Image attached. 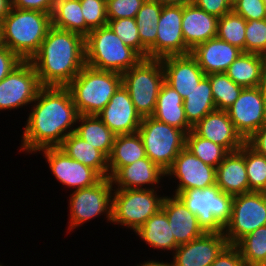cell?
<instances>
[{
  "label": "cell",
  "mask_w": 266,
  "mask_h": 266,
  "mask_svg": "<svg viewBox=\"0 0 266 266\" xmlns=\"http://www.w3.org/2000/svg\"><path fill=\"white\" fill-rule=\"evenodd\" d=\"M24 122L19 153L35 154L48 147H59L75 132L79 116L67 87L42 86Z\"/></svg>",
  "instance_id": "1"
},
{
  "label": "cell",
  "mask_w": 266,
  "mask_h": 266,
  "mask_svg": "<svg viewBox=\"0 0 266 266\" xmlns=\"http://www.w3.org/2000/svg\"><path fill=\"white\" fill-rule=\"evenodd\" d=\"M29 61L41 86L66 87L86 65L85 38L51 26L39 51Z\"/></svg>",
  "instance_id": "2"
},
{
  "label": "cell",
  "mask_w": 266,
  "mask_h": 266,
  "mask_svg": "<svg viewBox=\"0 0 266 266\" xmlns=\"http://www.w3.org/2000/svg\"><path fill=\"white\" fill-rule=\"evenodd\" d=\"M0 24L2 45L29 61L39 51L52 20L48 13L11 7Z\"/></svg>",
  "instance_id": "3"
},
{
  "label": "cell",
  "mask_w": 266,
  "mask_h": 266,
  "mask_svg": "<svg viewBox=\"0 0 266 266\" xmlns=\"http://www.w3.org/2000/svg\"><path fill=\"white\" fill-rule=\"evenodd\" d=\"M122 85V74L85 65L66 86L79 115H97Z\"/></svg>",
  "instance_id": "4"
},
{
  "label": "cell",
  "mask_w": 266,
  "mask_h": 266,
  "mask_svg": "<svg viewBox=\"0 0 266 266\" xmlns=\"http://www.w3.org/2000/svg\"><path fill=\"white\" fill-rule=\"evenodd\" d=\"M141 59L109 25L94 29L85 37V63L92 68L123 74Z\"/></svg>",
  "instance_id": "5"
},
{
  "label": "cell",
  "mask_w": 266,
  "mask_h": 266,
  "mask_svg": "<svg viewBox=\"0 0 266 266\" xmlns=\"http://www.w3.org/2000/svg\"><path fill=\"white\" fill-rule=\"evenodd\" d=\"M164 82L165 74L161 59L142 58L122 74V85L128 91L141 118L153 115Z\"/></svg>",
  "instance_id": "6"
},
{
  "label": "cell",
  "mask_w": 266,
  "mask_h": 266,
  "mask_svg": "<svg viewBox=\"0 0 266 266\" xmlns=\"http://www.w3.org/2000/svg\"><path fill=\"white\" fill-rule=\"evenodd\" d=\"M176 196L197 216L205 232L223 233L231 217L233 195L223 192L215 184L204 189H188Z\"/></svg>",
  "instance_id": "7"
},
{
  "label": "cell",
  "mask_w": 266,
  "mask_h": 266,
  "mask_svg": "<svg viewBox=\"0 0 266 266\" xmlns=\"http://www.w3.org/2000/svg\"><path fill=\"white\" fill-rule=\"evenodd\" d=\"M159 189H113L112 225L136 232L162 208L165 193Z\"/></svg>",
  "instance_id": "8"
},
{
  "label": "cell",
  "mask_w": 266,
  "mask_h": 266,
  "mask_svg": "<svg viewBox=\"0 0 266 266\" xmlns=\"http://www.w3.org/2000/svg\"><path fill=\"white\" fill-rule=\"evenodd\" d=\"M67 197L68 226L65 232H74L92 219L105 216L104 220L111 224L112 221V196L113 185L110 177L102 178L97 184L77 189ZM104 214V215H103Z\"/></svg>",
  "instance_id": "9"
},
{
  "label": "cell",
  "mask_w": 266,
  "mask_h": 266,
  "mask_svg": "<svg viewBox=\"0 0 266 266\" xmlns=\"http://www.w3.org/2000/svg\"><path fill=\"white\" fill-rule=\"evenodd\" d=\"M146 156L163 171H167L186 145V133L155 118H142L138 129Z\"/></svg>",
  "instance_id": "10"
},
{
  "label": "cell",
  "mask_w": 266,
  "mask_h": 266,
  "mask_svg": "<svg viewBox=\"0 0 266 266\" xmlns=\"http://www.w3.org/2000/svg\"><path fill=\"white\" fill-rule=\"evenodd\" d=\"M266 225V192H248L234 195L229 222L224 235L229 245L255 229Z\"/></svg>",
  "instance_id": "11"
},
{
  "label": "cell",
  "mask_w": 266,
  "mask_h": 266,
  "mask_svg": "<svg viewBox=\"0 0 266 266\" xmlns=\"http://www.w3.org/2000/svg\"><path fill=\"white\" fill-rule=\"evenodd\" d=\"M41 87L33 64L23 61L0 81V111L30 109Z\"/></svg>",
  "instance_id": "12"
},
{
  "label": "cell",
  "mask_w": 266,
  "mask_h": 266,
  "mask_svg": "<svg viewBox=\"0 0 266 266\" xmlns=\"http://www.w3.org/2000/svg\"><path fill=\"white\" fill-rule=\"evenodd\" d=\"M38 153L43 155L50 174L58 184L68 188L69 191L91 187L102 179L94 169L72 159L59 147L43 148L35 154Z\"/></svg>",
  "instance_id": "13"
},
{
  "label": "cell",
  "mask_w": 266,
  "mask_h": 266,
  "mask_svg": "<svg viewBox=\"0 0 266 266\" xmlns=\"http://www.w3.org/2000/svg\"><path fill=\"white\" fill-rule=\"evenodd\" d=\"M169 182H175L170 194L176 195L188 189H204L216 184V168L205 164L184 147L166 171Z\"/></svg>",
  "instance_id": "14"
},
{
  "label": "cell",
  "mask_w": 266,
  "mask_h": 266,
  "mask_svg": "<svg viewBox=\"0 0 266 266\" xmlns=\"http://www.w3.org/2000/svg\"><path fill=\"white\" fill-rule=\"evenodd\" d=\"M226 111L245 141L266 123V104L259 87L243 88Z\"/></svg>",
  "instance_id": "15"
},
{
  "label": "cell",
  "mask_w": 266,
  "mask_h": 266,
  "mask_svg": "<svg viewBox=\"0 0 266 266\" xmlns=\"http://www.w3.org/2000/svg\"><path fill=\"white\" fill-rule=\"evenodd\" d=\"M182 16L183 5H163L157 22L156 59L191 53L183 39Z\"/></svg>",
  "instance_id": "16"
},
{
  "label": "cell",
  "mask_w": 266,
  "mask_h": 266,
  "mask_svg": "<svg viewBox=\"0 0 266 266\" xmlns=\"http://www.w3.org/2000/svg\"><path fill=\"white\" fill-rule=\"evenodd\" d=\"M227 245L224 233L205 232L193 241L179 245L169 261L172 266H211Z\"/></svg>",
  "instance_id": "17"
},
{
  "label": "cell",
  "mask_w": 266,
  "mask_h": 266,
  "mask_svg": "<svg viewBox=\"0 0 266 266\" xmlns=\"http://www.w3.org/2000/svg\"><path fill=\"white\" fill-rule=\"evenodd\" d=\"M97 116L115 135L138 132L142 121L123 85L117 89Z\"/></svg>",
  "instance_id": "18"
},
{
  "label": "cell",
  "mask_w": 266,
  "mask_h": 266,
  "mask_svg": "<svg viewBox=\"0 0 266 266\" xmlns=\"http://www.w3.org/2000/svg\"><path fill=\"white\" fill-rule=\"evenodd\" d=\"M110 179L113 189H166H161L166 183V172L147 156L121 167Z\"/></svg>",
  "instance_id": "19"
},
{
  "label": "cell",
  "mask_w": 266,
  "mask_h": 266,
  "mask_svg": "<svg viewBox=\"0 0 266 266\" xmlns=\"http://www.w3.org/2000/svg\"><path fill=\"white\" fill-rule=\"evenodd\" d=\"M165 82L176 90L183 100L206 76L191 54L170 55L161 58Z\"/></svg>",
  "instance_id": "20"
},
{
  "label": "cell",
  "mask_w": 266,
  "mask_h": 266,
  "mask_svg": "<svg viewBox=\"0 0 266 266\" xmlns=\"http://www.w3.org/2000/svg\"><path fill=\"white\" fill-rule=\"evenodd\" d=\"M198 136L224 147L228 152L238 151L246 141L237 132L227 111L208 113L192 129Z\"/></svg>",
  "instance_id": "21"
},
{
  "label": "cell",
  "mask_w": 266,
  "mask_h": 266,
  "mask_svg": "<svg viewBox=\"0 0 266 266\" xmlns=\"http://www.w3.org/2000/svg\"><path fill=\"white\" fill-rule=\"evenodd\" d=\"M243 51L236 46L214 37L191 50V55L205 75L226 72Z\"/></svg>",
  "instance_id": "22"
},
{
  "label": "cell",
  "mask_w": 266,
  "mask_h": 266,
  "mask_svg": "<svg viewBox=\"0 0 266 266\" xmlns=\"http://www.w3.org/2000/svg\"><path fill=\"white\" fill-rule=\"evenodd\" d=\"M169 220V225L178 245L186 244L202 236L205 231L198 223V218L183 202L173 194L163 199L162 208Z\"/></svg>",
  "instance_id": "23"
},
{
  "label": "cell",
  "mask_w": 266,
  "mask_h": 266,
  "mask_svg": "<svg viewBox=\"0 0 266 266\" xmlns=\"http://www.w3.org/2000/svg\"><path fill=\"white\" fill-rule=\"evenodd\" d=\"M218 19L194 3L184 5L181 28L185 44L192 50L198 44L217 37Z\"/></svg>",
  "instance_id": "24"
},
{
  "label": "cell",
  "mask_w": 266,
  "mask_h": 266,
  "mask_svg": "<svg viewBox=\"0 0 266 266\" xmlns=\"http://www.w3.org/2000/svg\"><path fill=\"white\" fill-rule=\"evenodd\" d=\"M216 185L223 192L233 196L249 192L244 145L238 151L229 152L217 166Z\"/></svg>",
  "instance_id": "25"
},
{
  "label": "cell",
  "mask_w": 266,
  "mask_h": 266,
  "mask_svg": "<svg viewBox=\"0 0 266 266\" xmlns=\"http://www.w3.org/2000/svg\"><path fill=\"white\" fill-rule=\"evenodd\" d=\"M135 235L140 240L151 247L152 250L161 251V253L173 254L179 246L169 225V220L166 213L160 209L157 213L152 215L136 232Z\"/></svg>",
  "instance_id": "26"
},
{
  "label": "cell",
  "mask_w": 266,
  "mask_h": 266,
  "mask_svg": "<svg viewBox=\"0 0 266 266\" xmlns=\"http://www.w3.org/2000/svg\"><path fill=\"white\" fill-rule=\"evenodd\" d=\"M152 117L160 122L179 128L186 134L193 129L185 116L183 98L166 82L160 88Z\"/></svg>",
  "instance_id": "27"
},
{
  "label": "cell",
  "mask_w": 266,
  "mask_h": 266,
  "mask_svg": "<svg viewBox=\"0 0 266 266\" xmlns=\"http://www.w3.org/2000/svg\"><path fill=\"white\" fill-rule=\"evenodd\" d=\"M59 148L72 159L94 169L102 178L109 177L108 158L75 132L69 134Z\"/></svg>",
  "instance_id": "28"
},
{
  "label": "cell",
  "mask_w": 266,
  "mask_h": 266,
  "mask_svg": "<svg viewBox=\"0 0 266 266\" xmlns=\"http://www.w3.org/2000/svg\"><path fill=\"white\" fill-rule=\"evenodd\" d=\"M145 157L144 144L138 132L116 135L108 157L109 177L111 178L121 167Z\"/></svg>",
  "instance_id": "29"
},
{
  "label": "cell",
  "mask_w": 266,
  "mask_h": 266,
  "mask_svg": "<svg viewBox=\"0 0 266 266\" xmlns=\"http://www.w3.org/2000/svg\"><path fill=\"white\" fill-rule=\"evenodd\" d=\"M75 133L109 157L116 135L97 115H79Z\"/></svg>",
  "instance_id": "30"
},
{
  "label": "cell",
  "mask_w": 266,
  "mask_h": 266,
  "mask_svg": "<svg viewBox=\"0 0 266 266\" xmlns=\"http://www.w3.org/2000/svg\"><path fill=\"white\" fill-rule=\"evenodd\" d=\"M265 67L263 55L242 52L225 73L244 88L259 87Z\"/></svg>",
  "instance_id": "31"
},
{
  "label": "cell",
  "mask_w": 266,
  "mask_h": 266,
  "mask_svg": "<svg viewBox=\"0 0 266 266\" xmlns=\"http://www.w3.org/2000/svg\"><path fill=\"white\" fill-rule=\"evenodd\" d=\"M163 5L154 0H145L135 16L139 38L148 49V58L156 59L157 22Z\"/></svg>",
  "instance_id": "32"
},
{
  "label": "cell",
  "mask_w": 266,
  "mask_h": 266,
  "mask_svg": "<svg viewBox=\"0 0 266 266\" xmlns=\"http://www.w3.org/2000/svg\"><path fill=\"white\" fill-rule=\"evenodd\" d=\"M183 107L186 119L192 127L208 113L216 110L210 80L207 76L183 100Z\"/></svg>",
  "instance_id": "33"
},
{
  "label": "cell",
  "mask_w": 266,
  "mask_h": 266,
  "mask_svg": "<svg viewBox=\"0 0 266 266\" xmlns=\"http://www.w3.org/2000/svg\"><path fill=\"white\" fill-rule=\"evenodd\" d=\"M52 26L78 33L84 38L90 33L82 14L80 0H55Z\"/></svg>",
  "instance_id": "34"
},
{
  "label": "cell",
  "mask_w": 266,
  "mask_h": 266,
  "mask_svg": "<svg viewBox=\"0 0 266 266\" xmlns=\"http://www.w3.org/2000/svg\"><path fill=\"white\" fill-rule=\"evenodd\" d=\"M235 246L246 266H266V225L241 238Z\"/></svg>",
  "instance_id": "35"
},
{
  "label": "cell",
  "mask_w": 266,
  "mask_h": 266,
  "mask_svg": "<svg viewBox=\"0 0 266 266\" xmlns=\"http://www.w3.org/2000/svg\"><path fill=\"white\" fill-rule=\"evenodd\" d=\"M185 147L205 164L214 168L223 161L229 153L224 147L198 136L193 130L186 134Z\"/></svg>",
  "instance_id": "36"
},
{
  "label": "cell",
  "mask_w": 266,
  "mask_h": 266,
  "mask_svg": "<svg viewBox=\"0 0 266 266\" xmlns=\"http://www.w3.org/2000/svg\"><path fill=\"white\" fill-rule=\"evenodd\" d=\"M206 76L210 80L216 110L226 111L236 101L244 87L233 82L225 72Z\"/></svg>",
  "instance_id": "37"
},
{
  "label": "cell",
  "mask_w": 266,
  "mask_h": 266,
  "mask_svg": "<svg viewBox=\"0 0 266 266\" xmlns=\"http://www.w3.org/2000/svg\"><path fill=\"white\" fill-rule=\"evenodd\" d=\"M247 20L233 11L218 19L217 37L245 52Z\"/></svg>",
  "instance_id": "38"
},
{
  "label": "cell",
  "mask_w": 266,
  "mask_h": 266,
  "mask_svg": "<svg viewBox=\"0 0 266 266\" xmlns=\"http://www.w3.org/2000/svg\"><path fill=\"white\" fill-rule=\"evenodd\" d=\"M244 161L248 176L249 192H266V157L244 144Z\"/></svg>",
  "instance_id": "39"
},
{
  "label": "cell",
  "mask_w": 266,
  "mask_h": 266,
  "mask_svg": "<svg viewBox=\"0 0 266 266\" xmlns=\"http://www.w3.org/2000/svg\"><path fill=\"white\" fill-rule=\"evenodd\" d=\"M108 25L127 46L142 58H148V49L141 43L135 18L108 20Z\"/></svg>",
  "instance_id": "40"
},
{
  "label": "cell",
  "mask_w": 266,
  "mask_h": 266,
  "mask_svg": "<svg viewBox=\"0 0 266 266\" xmlns=\"http://www.w3.org/2000/svg\"><path fill=\"white\" fill-rule=\"evenodd\" d=\"M245 52L266 54V19L246 22Z\"/></svg>",
  "instance_id": "41"
},
{
  "label": "cell",
  "mask_w": 266,
  "mask_h": 266,
  "mask_svg": "<svg viewBox=\"0 0 266 266\" xmlns=\"http://www.w3.org/2000/svg\"><path fill=\"white\" fill-rule=\"evenodd\" d=\"M86 26L92 31L108 25L106 0H80Z\"/></svg>",
  "instance_id": "42"
},
{
  "label": "cell",
  "mask_w": 266,
  "mask_h": 266,
  "mask_svg": "<svg viewBox=\"0 0 266 266\" xmlns=\"http://www.w3.org/2000/svg\"><path fill=\"white\" fill-rule=\"evenodd\" d=\"M145 0H106L108 20L135 18Z\"/></svg>",
  "instance_id": "43"
},
{
  "label": "cell",
  "mask_w": 266,
  "mask_h": 266,
  "mask_svg": "<svg viewBox=\"0 0 266 266\" xmlns=\"http://www.w3.org/2000/svg\"><path fill=\"white\" fill-rule=\"evenodd\" d=\"M232 11L247 21L266 19V10L263 0H239L232 7Z\"/></svg>",
  "instance_id": "44"
},
{
  "label": "cell",
  "mask_w": 266,
  "mask_h": 266,
  "mask_svg": "<svg viewBox=\"0 0 266 266\" xmlns=\"http://www.w3.org/2000/svg\"><path fill=\"white\" fill-rule=\"evenodd\" d=\"M211 266H246L240 251L235 245H227Z\"/></svg>",
  "instance_id": "45"
},
{
  "label": "cell",
  "mask_w": 266,
  "mask_h": 266,
  "mask_svg": "<svg viewBox=\"0 0 266 266\" xmlns=\"http://www.w3.org/2000/svg\"><path fill=\"white\" fill-rule=\"evenodd\" d=\"M23 60L5 45H0V81L11 73Z\"/></svg>",
  "instance_id": "46"
},
{
  "label": "cell",
  "mask_w": 266,
  "mask_h": 266,
  "mask_svg": "<svg viewBox=\"0 0 266 266\" xmlns=\"http://www.w3.org/2000/svg\"><path fill=\"white\" fill-rule=\"evenodd\" d=\"M193 3L218 18L232 11V6L228 0H193Z\"/></svg>",
  "instance_id": "47"
},
{
  "label": "cell",
  "mask_w": 266,
  "mask_h": 266,
  "mask_svg": "<svg viewBox=\"0 0 266 266\" xmlns=\"http://www.w3.org/2000/svg\"><path fill=\"white\" fill-rule=\"evenodd\" d=\"M11 7L22 10H38L52 15L55 0H10Z\"/></svg>",
  "instance_id": "48"
},
{
  "label": "cell",
  "mask_w": 266,
  "mask_h": 266,
  "mask_svg": "<svg viewBox=\"0 0 266 266\" xmlns=\"http://www.w3.org/2000/svg\"><path fill=\"white\" fill-rule=\"evenodd\" d=\"M246 143L257 153L266 157V123L260 127Z\"/></svg>",
  "instance_id": "49"
},
{
  "label": "cell",
  "mask_w": 266,
  "mask_h": 266,
  "mask_svg": "<svg viewBox=\"0 0 266 266\" xmlns=\"http://www.w3.org/2000/svg\"><path fill=\"white\" fill-rule=\"evenodd\" d=\"M151 258H147V260L145 261H143L142 263L139 261V263H137V264H135L136 266H172V264H171V261L170 262H168V261H166L165 260V262L160 258V261H159V259L157 260V259H151Z\"/></svg>",
  "instance_id": "50"
},
{
  "label": "cell",
  "mask_w": 266,
  "mask_h": 266,
  "mask_svg": "<svg viewBox=\"0 0 266 266\" xmlns=\"http://www.w3.org/2000/svg\"><path fill=\"white\" fill-rule=\"evenodd\" d=\"M10 9H11L10 0H0V23L8 15Z\"/></svg>",
  "instance_id": "51"
},
{
  "label": "cell",
  "mask_w": 266,
  "mask_h": 266,
  "mask_svg": "<svg viewBox=\"0 0 266 266\" xmlns=\"http://www.w3.org/2000/svg\"><path fill=\"white\" fill-rule=\"evenodd\" d=\"M162 5H186L193 3V0H154Z\"/></svg>",
  "instance_id": "52"
},
{
  "label": "cell",
  "mask_w": 266,
  "mask_h": 266,
  "mask_svg": "<svg viewBox=\"0 0 266 266\" xmlns=\"http://www.w3.org/2000/svg\"><path fill=\"white\" fill-rule=\"evenodd\" d=\"M259 88L262 92V95H263V98H264L265 104H266V67L264 69Z\"/></svg>",
  "instance_id": "53"
},
{
  "label": "cell",
  "mask_w": 266,
  "mask_h": 266,
  "mask_svg": "<svg viewBox=\"0 0 266 266\" xmlns=\"http://www.w3.org/2000/svg\"><path fill=\"white\" fill-rule=\"evenodd\" d=\"M239 0H228L229 4L233 7Z\"/></svg>",
  "instance_id": "54"
},
{
  "label": "cell",
  "mask_w": 266,
  "mask_h": 266,
  "mask_svg": "<svg viewBox=\"0 0 266 266\" xmlns=\"http://www.w3.org/2000/svg\"><path fill=\"white\" fill-rule=\"evenodd\" d=\"M1 24H0V45H1Z\"/></svg>",
  "instance_id": "55"
},
{
  "label": "cell",
  "mask_w": 266,
  "mask_h": 266,
  "mask_svg": "<svg viewBox=\"0 0 266 266\" xmlns=\"http://www.w3.org/2000/svg\"><path fill=\"white\" fill-rule=\"evenodd\" d=\"M264 4H265V10H266V0H263Z\"/></svg>",
  "instance_id": "56"
}]
</instances>
